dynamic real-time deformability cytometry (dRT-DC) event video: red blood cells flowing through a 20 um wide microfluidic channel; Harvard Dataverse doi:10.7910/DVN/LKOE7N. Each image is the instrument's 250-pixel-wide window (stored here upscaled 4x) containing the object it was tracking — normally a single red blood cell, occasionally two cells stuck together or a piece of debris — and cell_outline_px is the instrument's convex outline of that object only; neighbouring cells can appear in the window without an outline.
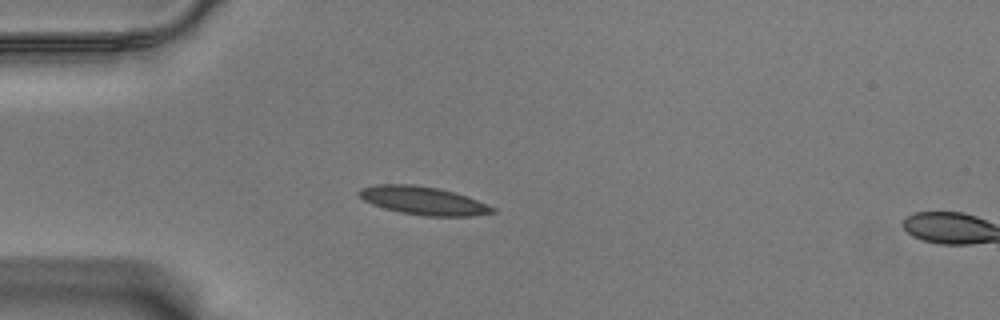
{"species": "Egyptian fruit bat (a non-hibernating species)", "species_latin": "Rousettus aegyptiacus", "temperature_condition": "warm", "stored_images_in_passage": 18, "camera_frame_rate_fps": 3000, "um_per_image_px": 0.085, "animal": {"sex": "male"}, "frame": {"image": 1, "passage_image": 16, "time_ms": 5.0, "image_size_px": [1000, 320], "cell_outline_px": [[496, 212], [472, 216], [424, 216], [400, 212], [384, 208], [372, 204], [364, 200], [356, 192], [360, 188], [376, 184], [412, 184], [440, 188], [456, 192], [468, 196], [496, 208]], "centroid_in_image_um": [35.99, 17.04], "position_along_channel_um": 49.0, "area_um2": 22.14}}